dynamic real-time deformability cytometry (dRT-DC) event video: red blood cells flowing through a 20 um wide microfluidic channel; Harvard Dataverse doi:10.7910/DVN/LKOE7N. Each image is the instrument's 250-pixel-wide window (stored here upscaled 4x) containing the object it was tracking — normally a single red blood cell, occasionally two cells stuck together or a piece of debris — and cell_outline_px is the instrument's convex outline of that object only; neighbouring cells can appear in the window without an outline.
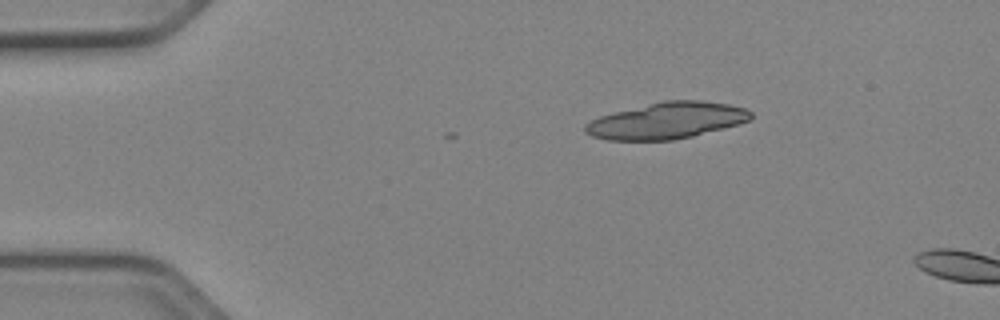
{"species": "Egyptian fruit bat (a non-hibernating species)", "species_latin": "Rousettus aegyptiacus", "temperature_condition": "cold", "stored_images_in_passage": 2, "camera_frame_rate_fps": 3000, "um_per_image_px": 0.085, "animal": {"sex": "female"}, "frame": {"image": 1, "passage_image": 2, "time_ms": 0.333, "image_size_px": [1000, 320], "cell_outline_px": [[752, 116], [748, 120], [736, 124], [692, 136], [672, 140], [608, 140], [592, 136], [584, 132], [584, 124], [600, 116], [664, 100], [700, 100], [728, 104], [744, 108], [752, 112]], "centroid_in_image_um": [56.65, 10.25], "position_along_channel_um": 28.4, "area_um2": 34.62}}